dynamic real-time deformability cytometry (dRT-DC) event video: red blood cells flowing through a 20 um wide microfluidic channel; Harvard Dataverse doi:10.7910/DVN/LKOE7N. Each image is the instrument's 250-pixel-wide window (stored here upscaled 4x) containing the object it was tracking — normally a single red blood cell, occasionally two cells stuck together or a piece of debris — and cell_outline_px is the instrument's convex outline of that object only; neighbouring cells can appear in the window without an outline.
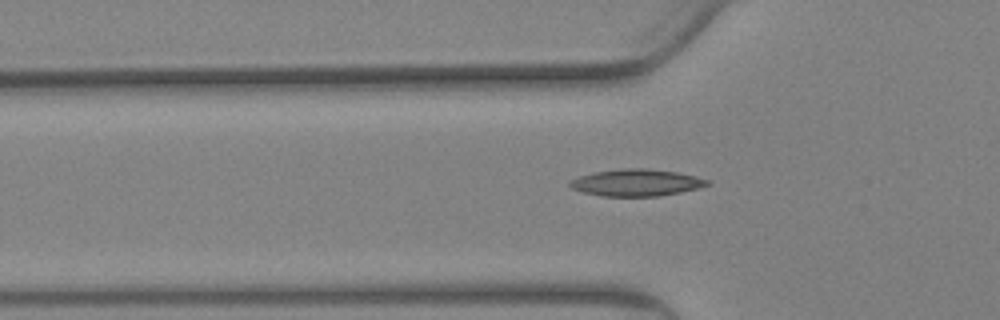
{"species": "Egyptian fruit bat (a non-hibernating species)", "species_latin": "Rousettus aegyptiacus", "temperature_condition": "warm", "stored_images_in_passage": 70, "camera_frame_rate_fps": 3000, "um_per_image_px": 0.085, "animal": {"sex": "female"}, "frame": {"image": 1, "passage_image": 24, "time_ms": 7.667, "image_size_px": [1000, 320], "cell_outline_px": [[712, 184], [680, 192], [656, 196], [600, 196], [584, 192], [572, 188], [568, 184], [572, 180], [580, 176], [596, 172], [620, 168], [648, 168], [676, 172], [696, 176], [708, 180]], "centroid_in_image_um": [54.1, 15.52], "position_along_channel_um": 71.7, "area_um2": 21.33}}
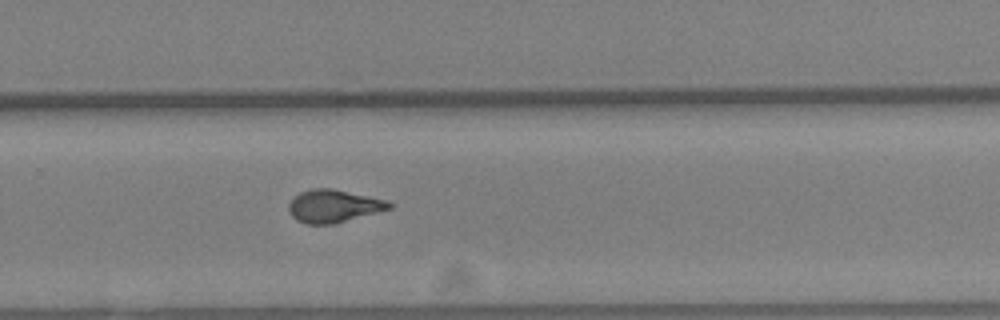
{"frame": {"image": 2, "passage_image": 47, "time_ms": 15.333, "image_size_px": [1000, 320], "cell_outline_px": [[392, 208], [332, 224], [308, 224], [296, 220], [288, 212], [288, 204], [300, 192], [312, 188], [332, 188], [388, 200], [392, 204]], "centroid_in_image_um": [28.34, 17.51], "position_along_channel_um": 301.5, "area_um2": 19.07}}
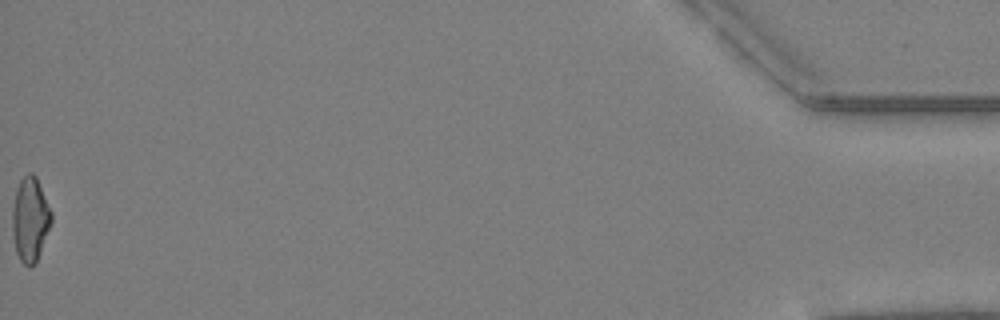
{"frame": {"image": 3, "passage_image": 70, "time_ms": 23.0, "image_size_px": [1000, 320], "cell_outline_px": [[52, 220], [36, 264], [24, 264], [20, 260], [16, 252], [12, 232], [12, 208], [16, 188], [20, 180], [28, 172], [32, 172], [36, 176], [52, 212]], "centroid_in_image_um": [2.56, 18.62], "position_along_channel_um": 432.6, "area_um2": 19.19}, "authors_computed_cell_mechanics": {"area_um2": 19.1896, "velocity_mm_per_s": 3.0073, "shape_relaxation_time_tau1_ms": 10.6034, "shape_relaxation_time_tau2_ms": 1.912, "deformation_change_tau1": 0.2665, "deformation_change_tau2": 0.0863}}